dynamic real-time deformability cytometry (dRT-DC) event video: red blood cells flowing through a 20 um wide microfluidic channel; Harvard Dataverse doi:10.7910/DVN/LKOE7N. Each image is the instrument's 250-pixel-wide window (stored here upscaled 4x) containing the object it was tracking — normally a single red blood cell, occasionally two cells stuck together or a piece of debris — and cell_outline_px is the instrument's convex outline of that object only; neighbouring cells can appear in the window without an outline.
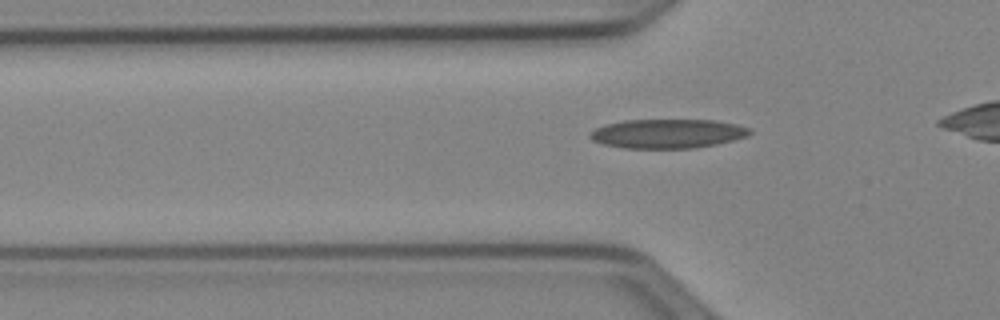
{"species": "Egyptian fruit bat (a non-hibernating species)", "species_latin": "Rousettus aegyptiacus", "temperature_condition": "cold", "stored_images_in_passage": 31, "camera_frame_rate_fps": 3000, "um_per_image_px": 0.085, "animal": {"sex": "female"}, "frame": {"image": 1, "passage_image": 6, "time_ms": 1.667, "image_size_px": [1000, 320], "cell_outline_px": [[752, 132], [748, 136], [716, 144], [692, 148], [624, 148], [604, 144], [592, 140], [588, 136], [596, 128], [604, 124], [624, 120], [716, 120], [736, 124], [748, 128]], "centroid_in_image_um": [56.73, 11.35], "position_along_channel_um": 69.1, "area_um2": 27.05}}
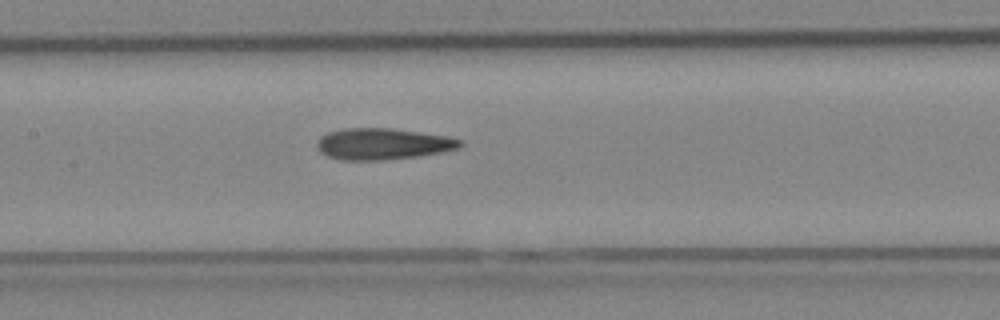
{"frame": {"image": 2, "passage_image": 14, "time_ms": 4.333, "image_size_px": [1000, 320], "cell_outline_px": [[464, 144], [460, 148], [420, 156], [384, 160], [340, 160], [328, 156], [320, 152], [316, 148], [316, 144], [320, 136], [328, 132], [344, 128], [392, 128], [448, 136], [464, 140]], "centroid_in_image_um": [32.55, 12.23], "position_along_channel_um": 174.9, "area_um2": 26.47}}
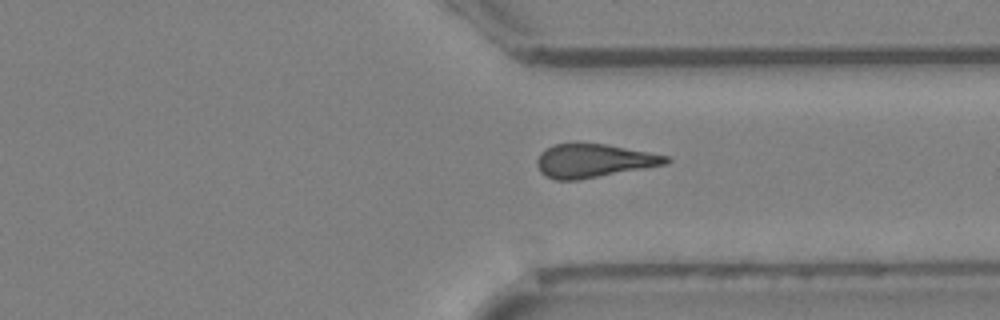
{"frame": {"image": 3, "passage_image": 28, "time_ms": 9.0, "image_size_px": [1000, 320], "cell_outline_px": [[672, 160], [668, 164], [580, 180], [556, 180], [544, 176], [540, 172], [536, 164], [536, 160], [540, 152], [556, 144], [604, 144], [648, 152], [668, 156]], "centroid_in_image_um": [50.46, 13.69], "position_along_channel_um": 360.9, "area_um2": 25.14}}